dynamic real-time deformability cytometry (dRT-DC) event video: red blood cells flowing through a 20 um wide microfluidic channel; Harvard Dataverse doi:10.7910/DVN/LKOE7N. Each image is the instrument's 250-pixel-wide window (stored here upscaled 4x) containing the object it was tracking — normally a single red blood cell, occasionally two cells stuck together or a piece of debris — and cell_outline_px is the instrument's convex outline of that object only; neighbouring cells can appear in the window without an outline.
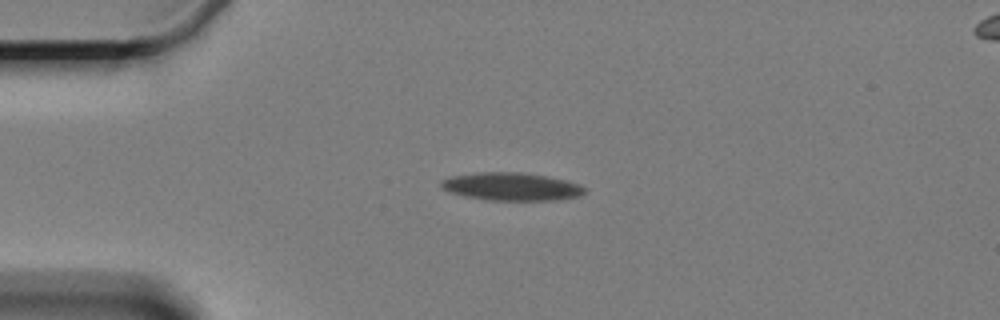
{"species": "Egyptian fruit bat (a non-hibernating species)", "species_latin": "Rousettus aegyptiacus", "temperature_condition": "cold", "stored_images_in_passage": 3, "segment_of_instrument_passage": [1, 2], "camera_frame_rate_fps": 3000, "um_per_image_px": 0.085, "animal": {"sex": "female"}, "frame": {"image": 1, "passage_image": 1, "time_ms": 0.0, "image_size_px": [1000, 320], "cell_outline_px": [[588, 192], [580, 196], [560, 200], [488, 200], [464, 196], [448, 192], [440, 184], [440, 180], [452, 176], [480, 172], [520, 172], [544, 176], [564, 180], [580, 184], [588, 188]], "centroid_in_image_um": [43.52, 15.87], "position_along_channel_um": 41.5, "area_um2": 23.47}}